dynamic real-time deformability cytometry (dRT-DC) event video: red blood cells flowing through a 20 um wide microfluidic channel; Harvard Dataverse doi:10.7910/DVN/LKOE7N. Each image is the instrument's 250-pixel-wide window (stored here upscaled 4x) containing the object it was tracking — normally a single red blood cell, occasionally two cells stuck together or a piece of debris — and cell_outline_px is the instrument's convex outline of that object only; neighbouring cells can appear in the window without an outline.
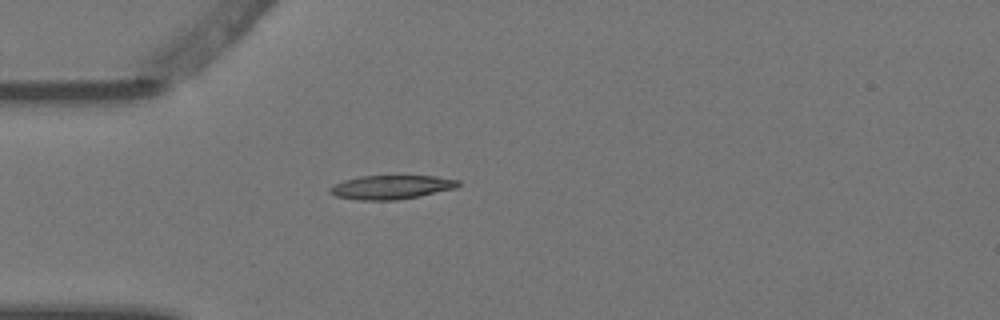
{"species": "Egyptian fruit bat (a non-hibernating species)", "species_latin": "Rousettus aegyptiacus", "temperature_condition": "warm", "stored_images_in_passage": 1, "camera_frame_rate_fps": 3000, "um_per_image_px": 0.085, "animal": {"sex": "female"}, "frame": {"image": 1, "passage_image": 1, "time_ms": 0.0, "image_size_px": [1000, 320], "cell_outline_px": [[460, 184], [456, 188], [420, 196], [396, 200], [356, 200], [336, 196], [328, 192], [328, 188], [332, 184], [344, 180], [360, 176], [436, 176], [460, 180]], "centroid_in_image_um": [33.23, 15.91], "position_along_channel_um": 51.8, "area_um2": 18.03}}